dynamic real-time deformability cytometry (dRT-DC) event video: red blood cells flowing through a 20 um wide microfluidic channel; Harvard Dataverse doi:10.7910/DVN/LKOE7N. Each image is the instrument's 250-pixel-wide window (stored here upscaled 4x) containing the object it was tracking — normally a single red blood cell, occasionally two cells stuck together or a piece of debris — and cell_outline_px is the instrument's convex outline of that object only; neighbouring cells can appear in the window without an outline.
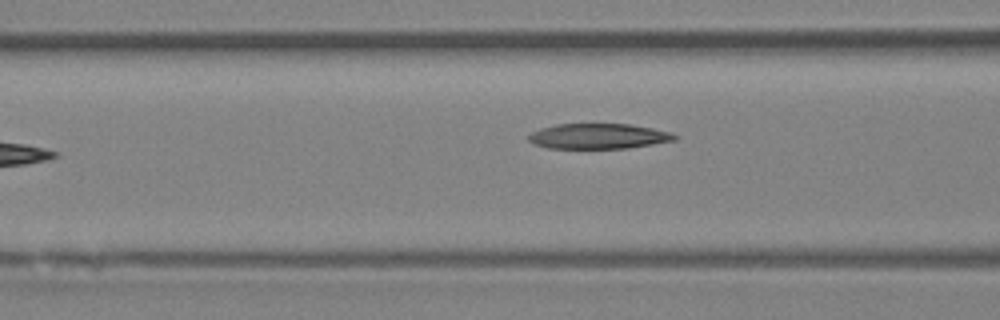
{"species": "Egyptian fruit bat (a non-hibernating species)", "species_latin": "Rousettus aegyptiacus", "temperature_condition": "room temperature", "stored_images_in_passage": 9, "camera_frame_rate_fps": 3000, "um_per_image_px": 0.085, "animal": {"sex": "female"}, "frame": {"image": 1, "passage_image": 7, "time_ms": 7.667, "image_size_px": [1000, 320], "cell_outline_px": [[680, 136], [676, 140], [628, 148], [548, 148], [532, 144], [528, 140], [528, 136], [532, 132], [540, 128], [556, 124], [628, 124], [652, 128], [672, 132]], "centroid_in_image_um": [50.87, 11.58], "position_along_channel_um": 115.7, "area_um2": 21.62}}
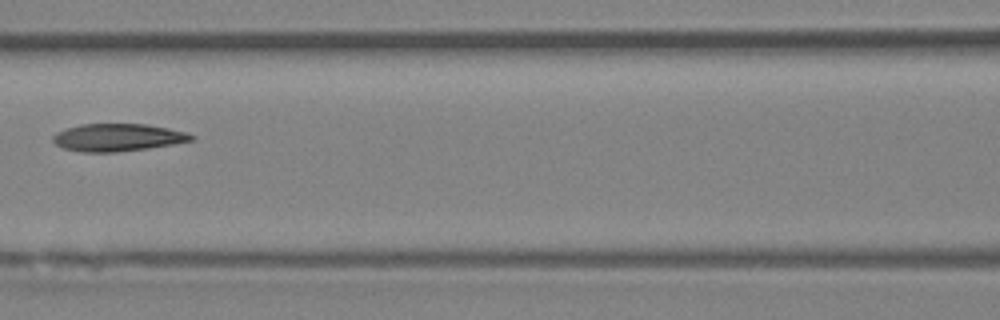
{"frame": {"image": 2, "passage_image": 8, "time_ms": 8.667, "image_size_px": [1000, 320], "cell_outline_px": [[196, 140], [148, 148], [116, 152], [80, 152], [64, 148], [56, 144], [52, 140], [52, 136], [56, 132], [64, 128], [80, 124], [148, 124], [168, 128], [184, 132], [196, 136]], "centroid_in_image_um": [9.99, 11.68], "position_along_channel_um": 156.6, "area_um2": 22.31}}
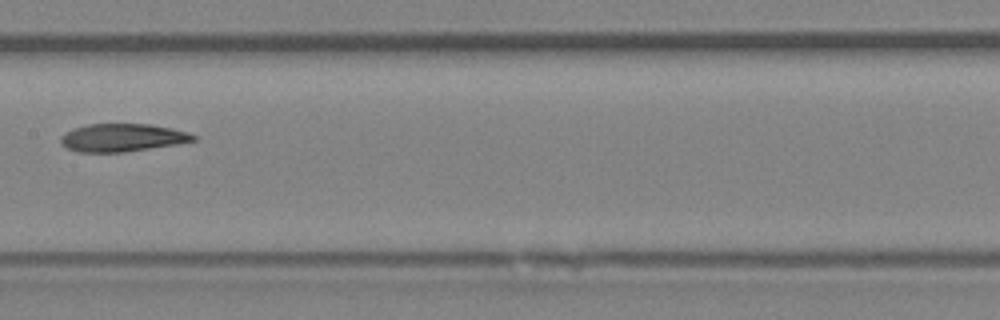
{"frame": {"image": 3, "passage_image": 9, "time_ms": 9.667, "image_size_px": [1000, 320], "cell_outline_px": [[196, 140], [176, 144], [124, 152], [80, 152], [68, 148], [60, 144], [60, 136], [72, 128], [88, 124], [152, 124], [172, 128], [188, 132], [196, 136]], "centroid_in_image_um": [10.38, 11.69], "position_along_channel_um": 197.0, "area_um2": 21.56}}